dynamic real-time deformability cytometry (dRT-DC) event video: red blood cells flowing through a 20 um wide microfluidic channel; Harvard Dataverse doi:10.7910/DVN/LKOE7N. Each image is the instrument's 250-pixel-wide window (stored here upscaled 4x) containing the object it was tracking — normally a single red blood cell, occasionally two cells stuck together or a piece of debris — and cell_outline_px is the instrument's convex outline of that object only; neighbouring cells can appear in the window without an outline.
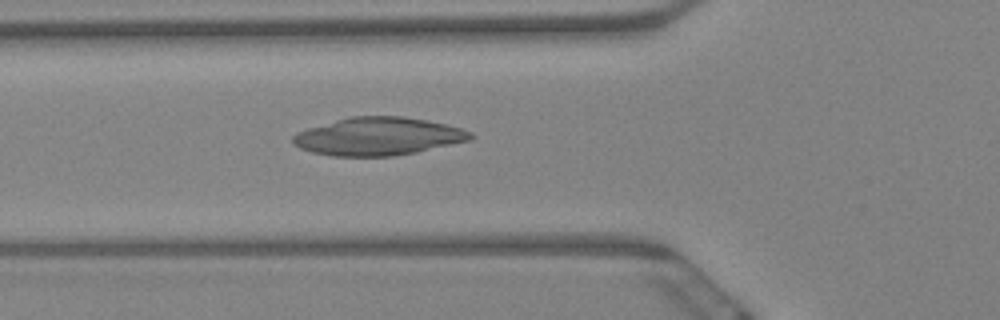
{"species": "Egyptian fruit bat (a non-hibernating species)", "species_latin": "Rousettus aegyptiacus", "temperature_condition": "warm", "stored_images_in_passage": 3, "camera_frame_rate_fps": 3000, "um_per_image_px": 0.085, "animal": {"sex": "female"}, "frame": {"image": 1, "passage_image": 3, "time_ms": 0.667, "image_size_px": [1000, 320], "cell_outline_px": [[476, 136], [472, 140], [416, 152], [392, 156], [332, 156], [312, 152], [300, 148], [292, 144], [292, 136], [296, 132], [308, 128], [348, 116], [404, 116], [444, 124], [460, 128], [472, 132]], "centroid_in_image_um": [32.13, 11.59], "position_along_channel_um": 93.7, "area_um2": 39.36}}